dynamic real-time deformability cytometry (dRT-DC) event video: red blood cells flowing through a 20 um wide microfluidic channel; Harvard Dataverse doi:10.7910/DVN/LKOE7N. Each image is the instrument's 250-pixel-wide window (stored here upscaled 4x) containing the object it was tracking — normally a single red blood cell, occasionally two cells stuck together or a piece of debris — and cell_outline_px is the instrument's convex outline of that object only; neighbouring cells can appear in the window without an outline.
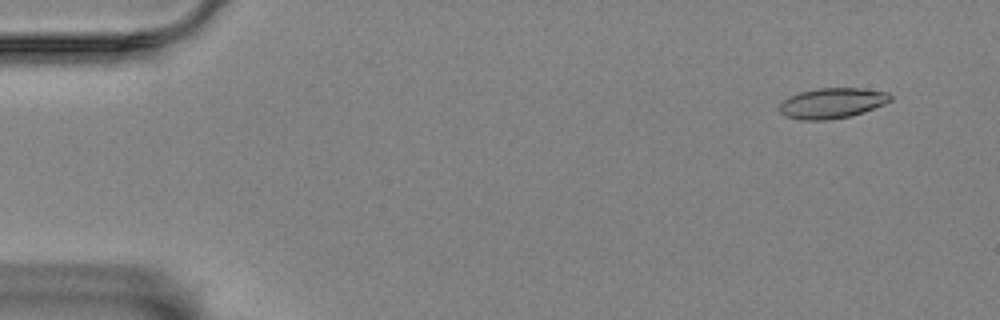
{"species": "Egyptian fruit bat (a non-hibernating species)", "species_latin": "Rousettus aegyptiacus", "temperature_condition": "room temperature", "stored_images_in_passage": 54, "camera_frame_rate_fps": 3000, "um_per_image_px": 0.085, "animal": {"sex": "female"}, "frame": {"image": 1, "passage_image": 1, "time_ms": 0.0, "image_size_px": [1000, 320], "cell_outline_px": [[892, 100], [884, 104], [848, 116], [828, 120], [800, 120], [784, 116], [780, 112], [780, 104], [788, 96], [800, 92], [816, 88], [860, 88], [888, 92], [892, 96]], "centroid_in_image_um": [70.69, 8.76], "position_along_channel_um": 14.3, "area_um2": 19.54}}
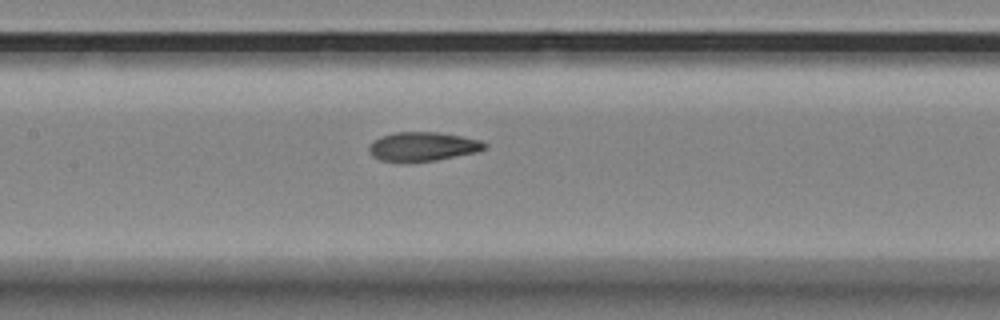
{"frame": {"image": 2, "passage_image": 24, "time_ms": 7.667, "image_size_px": [1000, 320], "cell_outline_px": [[488, 144], [484, 148], [476, 152], [436, 160], [408, 164], [380, 160], [372, 156], [368, 152], [368, 144], [372, 140], [380, 136], [396, 132], [436, 132], [460, 136], [480, 140]], "centroid_in_image_um": [35.84, 12.48], "position_along_channel_um": 171.6, "area_um2": 20.0}}
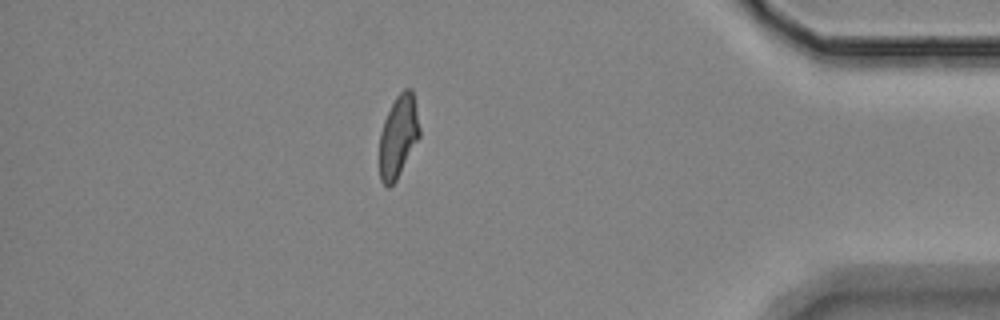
{"frame": {"image": 3, "passage_image": 47, "time_ms": 15.333, "image_size_px": [1000, 320], "cell_outline_px": [[420, 136], [396, 180], [388, 188], [380, 180], [380, 132], [384, 120], [396, 96], [404, 88], [412, 88], [420, 128]], "centroid_in_image_um": [33.86, 11.57], "position_along_channel_um": 401.3, "area_um2": 19.02}, "authors_computed_cell_mechanics": {"area_um2": 19.7965, "velocity_mm_per_s": 3.483, "shape_relaxation_time_tau1_ms": 11.0719, "shape_relaxation_time_tau2_ms": 2.3974, "deformation_change_tau1": 0.268, "deformation_change_tau2": 0.0808}}